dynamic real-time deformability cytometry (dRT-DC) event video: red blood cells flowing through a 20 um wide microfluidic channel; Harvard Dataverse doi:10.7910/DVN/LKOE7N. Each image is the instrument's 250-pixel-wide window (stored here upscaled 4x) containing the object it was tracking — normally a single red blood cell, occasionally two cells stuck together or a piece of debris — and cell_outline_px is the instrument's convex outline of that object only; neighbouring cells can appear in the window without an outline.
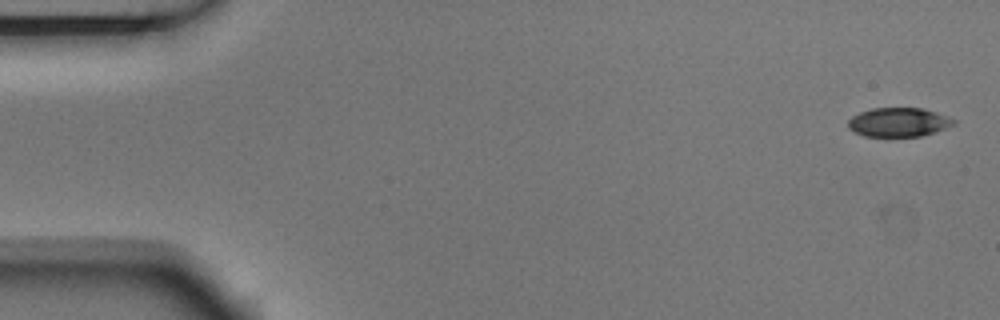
{"species": "Egyptian fruit bat (a non-hibernating species)", "species_latin": "Rousettus aegyptiacus", "temperature_condition": "room temperature", "stored_images_in_passage": 5, "camera_frame_rate_fps": 3000, "um_per_image_px": 0.085, "animal": {"sex": "male"}, "frame": {"image": 1, "passage_image": 1, "time_ms": 0.0, "image_size_px": [1000, 320], "cell_outline_px": [[956, 124], [936, 132], [920, 136], [864, 136], [848, 128], [848, 120], [852, 116], [860, 112], [872, 108], [924, 108], [936, 112], [956, 120]], "centroid_in_image_um": [76.4, 10.38], "position_along_channel_um": 8.6, "area_um2": 17.86}}
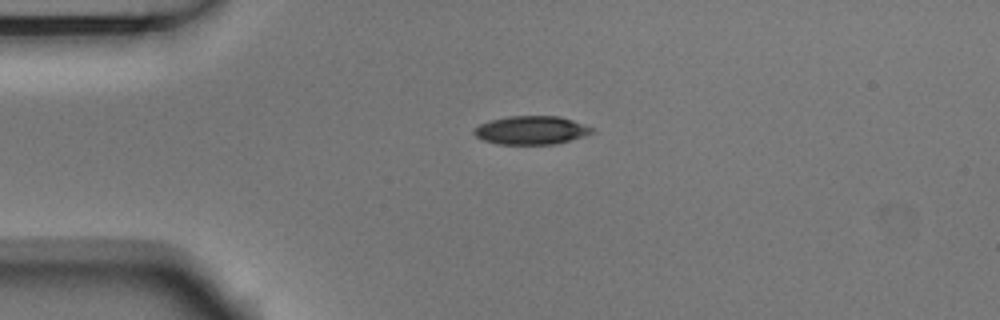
{"frame": {"image": 2, "passage_image": 4, "time_ms": 1.0, "image_size_px": [1000, 320], "cell_outline_px": [[596, 132], [584, 136], [556, 144], [500, 144], [484, 140], [476, 136], [472, 132], [472, 128], [480, 124], [492, 120], [508, 116], [560, 116], [596, 128]], "centroid_in_image_um": [45.19, 11.06], "position_along_channel_um": 39.8, "area_um2": 19.65}}
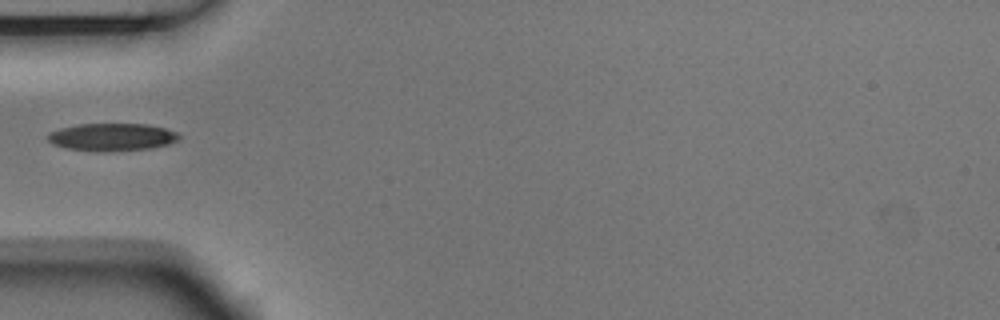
{"frame": {"image": 3, "passage_image": 5, "time_ms": 1.333, "image_size_px": [1000, 320], "cell_outline_px": [[180, 140], [168, 144], [152, 148], [104, 152], [96, 152], [68, 148], [52, 144], [44, 136], [48, 132], [60, 128], [80, 124], [148, 124], [164, 128], [176, 132], [180, 136]], "centroid_in_image_um": [9.49, 11.65], "position_along_channel_um": 75.5, "area_um2": 21.33}}